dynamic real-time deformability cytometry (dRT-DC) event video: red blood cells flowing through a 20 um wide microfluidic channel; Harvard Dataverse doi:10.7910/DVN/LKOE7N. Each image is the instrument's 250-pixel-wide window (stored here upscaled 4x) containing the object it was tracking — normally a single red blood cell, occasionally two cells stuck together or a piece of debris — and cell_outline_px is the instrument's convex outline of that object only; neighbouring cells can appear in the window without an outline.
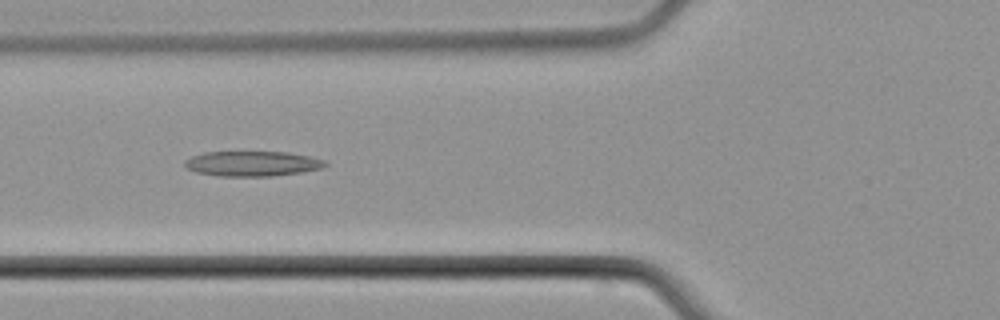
{"species": "common noctule bat (a hibernating species)", "species_latin": "Nyctalus noctula", "temperature_condition": "cold", "stored_images_in_passage": 6, "camera_frame_rate_fps": 3000, "um_per_image_px": 0.085, "animal": {"sex": "male", "body_mass_g": 21.5, "forearm_length_mm": 52.0}, "frame": {"image": 1, "passage_image": 5, "time_ms": 5.667, "image_size_px": [1000, 320], "cell_outline_px": [[328, 164], [324, 168], [300, 172], [272, 176], [220, 176], [196, 172], [188, 168], [184, 164], [184, 160], [192, 156], [204, 152], [288, 152], [308, 156], [324, 160]], "centroid_in_image_um": [21.45, 13.91], "position_along_channel_um": 104.4, "area_um2": 20.46}}
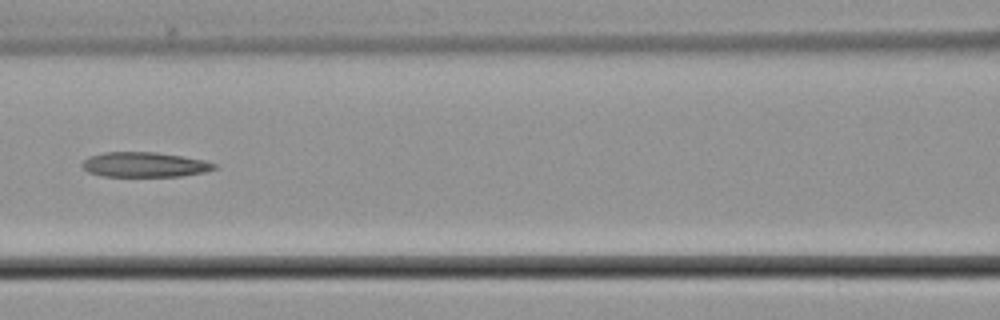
{"frame": {"image": 2, "passage_image": 6, "time_ms": 7.0, "image_size_px": [1000, 320], "cell_outline_px": [[216, 168], [204, 172], [180, 176], [104, 176], [88, 172], [80, 164], [88, 156], [104, 152], [156, 152], [204, 160], [216, 164]], "centroid_in_image_um": [12.25, 13.99], "position_along_channel_um": 154.3, "area_um2": 19.07}}